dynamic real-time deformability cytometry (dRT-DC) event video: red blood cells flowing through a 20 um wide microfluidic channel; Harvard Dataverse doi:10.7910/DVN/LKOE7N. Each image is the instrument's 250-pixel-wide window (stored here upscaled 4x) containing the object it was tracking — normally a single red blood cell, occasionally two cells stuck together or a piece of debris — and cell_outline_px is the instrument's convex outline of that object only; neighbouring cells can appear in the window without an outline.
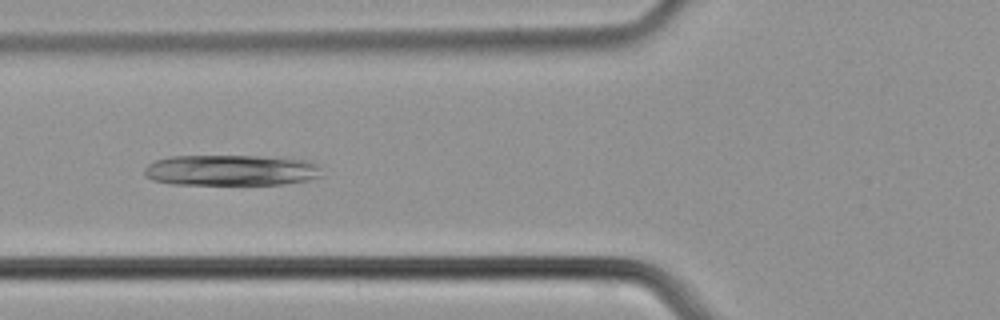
{"species": "common noctule bat (a hibernating species)", "species_latin": "Nyctalus noctula", "temperature_condition": "cold", "stored_images_in_passage": 41, "camera_frame_rate_fps": 3000, "um_per_image_px": 0.085, "animal": {"sex": "male", "body_mass_g": 21.5, "forearm_length_mm": 52.0}, "frame": {"image": 1, "passage_image": 15, "time_ms": 4.667, "image_size_px": [1000, 320], "cell_outline_px": [[324, 164], [320, 176], [308, 180], [284, 184], [172, 184], [152, 180], [144, 176], [144, 168], [148, 164], [156, 160], [168, 156], [256, 156], [312, 160]], "centroid_in_image_um": [19.7, 14.46], "position_along_channel_um": 106.1, "area_um2": 32.37}}
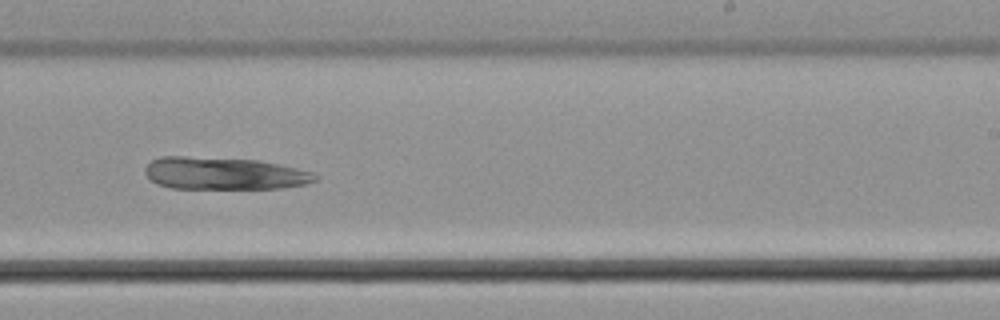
{"frame": {"image": 2, "passage_image": 27, "time_ms": 8.667, "image_size_px": [1000, 320], "cell_outline_px": [[316, 180], [304, 184], [280, 188], [172, 188], [156, 184], [144, 172], [144, 168], [152, 160], [160, 156], [184, 156], [256, 160], [296, 168], [312, 172], [316, 176]], "centroid_in_image_um": [18.98, 14.74], "position_along_channel_um": 270.0, "area_um2": 31.73}}
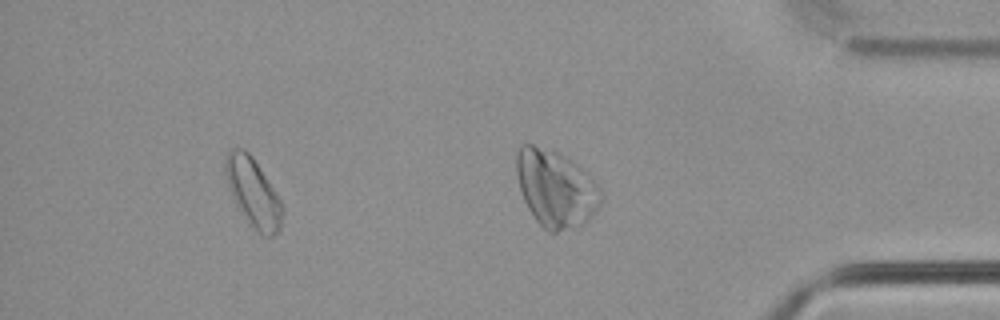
{"frame": {"image": 3, "passage_image": 37, "time_ms": 12.0, "image_size_px": [1000, 320], "cell_outline_px": [[284, 212], [280, 228], [272, 236], [268, 236], [260, 232], [240, 212], [228, 188], [224, 172], [224, 160], [228, 148], [244, 148], [252, 156], [280, 200], [284, 208]], "centroid_in_image_um": [21.48, 16.3], "position_along_channel_um": 413.7, "area_um2": 22.48}}